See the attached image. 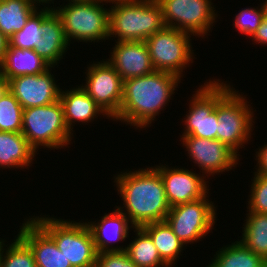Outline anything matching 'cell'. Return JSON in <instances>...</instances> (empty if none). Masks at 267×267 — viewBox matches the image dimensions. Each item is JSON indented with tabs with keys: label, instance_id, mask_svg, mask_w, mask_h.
<instances>
[{
	"label": "cell",
	"instance_id": "4",
	"mask_svg": "<svg viewBox=\"0 0 267 267\" xmlns=\"http://www.w3.org/2000/svg\"><path fill=\"white\" fill-rule=\"evenodd\" d=\"M32 219L54 240L71 267L96 266L98 253L86 223L39 216Z\"/></svg>",
	"mask_w": 267,
	"mask_h": 267
},
{
	"label": "cell",
	"instance_id": "18",
	"mask_svg": "<svg viewBox=\"0 0 267 267\" xmlns=\"http://www.w3.org/2000/svg\"><path fill=\"white\" fill-rule=\"evenodd\" d=\"M129 218L118 208L110 214H105L101 221L96 223H86L89 227L97 253L125 251L126 247H112V241H122L128 237ZM111 243V246H110Z\"/></svg>",
	"mask_w": 267,
	"mask_h": 267
},
{
	"label": "cell",
	"instance_id": "7",
	"mask_svg": "<svg viewBox=\"0 0 267 267\" xmlns=\"http://www.w3.org/2000/svg\"><path fill=\"white\" fill-rule=\"evenodd\" d=\"M233 88L217 103L218 128L216 139L227 145L236 154L243 143L251 138L253 111L246 97ZM247 141V142H246ZM242 145V146H241Z\"/></svg>",
	"mask_w": 267,
	"mask_h": 267
},
{
	"label": "cell",
	"instance_id": "25",
	"mask_svg": "<svg viewBox=\"0 0 267 267\" xmlns=\"http://www.w3.org/2000/svg\"><path fill=\"white\" fill-rule=\"evenodd\" d=\"M208 267H267V261L240 241L222 247Z\"/></svg>",
	"mask_w": 267,
	"mask_h": 267
},
{
	"label": "cell",
	"instance_id": "24",
	"mask_svg": "<svg viewBox=\"0 0 267 267\" xmlns=\"http://www.w3.org/2000/svg\"><path fill=\"white\" fill-rule=\"evenodd\" d=\"M141 228L151 237L161 259L171 266L185 244L173 233L166 221L148 223Z\"/></svg>",
	"mask_w": 267,
	"mask_h": 267
},
{
	"label": "cell",
	"instance_id": "41",
	"mask_svg": "<svg viewBox=\"0 0 267 267\" xmlns=\"http://www.w3.org/2000/svg\"><path fill=\"white\" fill-rule=\"evenodd\" d=\"M263 4H264V6H265V11H266V13H267V0H266V2L263 3Z\"/></svg>",
	"mask_w": 267,
	"mask_h": 267
},
{
	"label": "cell",
	"instance_id": "33",
	"mask_svg": "<svg viewBox=\"0 0 267 267\" xmlns=\"http://www.w3.org/2000/svg\"><path fill=\"white\" fill-rule=\"evenodd\" d=\"M97 267H137L125 251H110L97 254Z\"/></svg>",
	"mask_w": 267,
	"mask_h": 267
},
{
	"label": "cell",
	"instance_id": "9",
	"mask_svg": "<svg viewBox=\"0 0 267 267\" xmlns=\"http://www.w3.org/2000/svg\"><path fill=\"white\" fill-rule=\"evenodd\" d=\"M220 80L206 82L193 95L182 136L216 139L217 103L232 89Z\"/></svg>",
	"mask_w": 267,
	"mask_h": 267
},
{
	"label": "cell",
	"instance_id": "19",
	"mask_svg": "<svg viewBox=\"0 0 267 267\" xmlns=\"http://www.w3.org/2000/svg\"><path fill=\"white\" fill-rule=\"evenodd\" d=\"M41 30L42 39L34 50L53 67L63 58L69 45L61 19L54 10L42 21Z\"/></svg>",
	"mask_w": 267,
	"mask_h": 267
},
{
	"label": "cell",
	"instance_id": "14",
	"mask_svg": "<svg viewBox=\"0 0 267 267\" xmlns=\"http://www.w3.org/2000/svg\"><path fill=\"white\" fill-rule=\"evenodd\" d=\"M50 70L41 74L23 75L9 79V91L23 109L46 106L59 100L60 88Z\"/></svg>",
	"mask_w": 267,
	"mask_h": 267
},
{
	"label": "cell",
	"instance_id": "20",
	"mask_svg": "<svg viewBox=\"0 0 267 267\" xmlns=\"http://www.w3.org/2000/svg\"><path fill=\"white\" fill-rule=\"evenodd\" d=\"M51 67L35 50L7 47L0 64V73L9 80L23 75L41 74Z\"/></svg>",
	"mask_w": 267,
	"mask_h": 267
},
{
	"label": "cell",
	"instance_id": "2",
	"mask_svg": "<svg viewBox=\"0 0 267 267\" xmlns=\"http://www.w3.org/2000/svg\"><path fill=\"white\" fill-rule=\"evenodd\" d=\"M178 75L153 71L123 81V98L119 114L114 118L144 128L166 106L180 81Z\"/></svg>",
	"mask_w": 267,
	"mask_h": 267
},
{
	"label": "cell",
	"instance_id": "23",
	"mask_svg": "<svg viewBox=\"0 0 267 267\" xmlns=\"http://www.w3.org/2000/svg\"><path fill=\"white\" fill-rule=\"evenodd\" d=\"M31 0H0V31L9 40L38 9Z\"/></svg>",
	"mask_w": 267,
	"mask_h": 267
},
{
	"label": "cell",
	"instance_id": "32",
	"mask_svg": "<svg viewBox=\"0 0 267 267\" xmlns=\"http://www.w3.org/2000/svg\"><path fill=\"white\" fill-rule=\"evenodd\" d=\"M251 188L248 211L267 213V176L255 173Z\"/></svg>",
	"mask_w": 267,
	"mask_h": 267
},
{
	"label": "cell",
	"instance_id": "1",
	"mask_svg": "<svg viewBox=\"0 0 267 267\" xmlns=\"http://www.w3.org/2000/svg\"><path fill=\"white\" fill-rule=\"evenodd\" d=\"M115 181L127 212L117 208L129 218L133 228L165 221L171 207L156 168L125 172L116 176Z\"/></svg>",
	"mask_w": 267,
	"mask_h": 267
},
{
	"label": "cell",
	"instance_id": "27",
	"mask_svg": "<svg viewBox=\"0 0 267 267\" xmlns=\"http://www.w3.org/2000/svg\"><path fill=\"white\" fill-rule=\"evenodd\" d=\"M240 242L267 261V213L247 214Z\"/></svg>",
	"mask_w": 267,
	"mask_h": 267
},
{
	"label": "cell",
	"instance_id": "28",
	"mask_svg": "<svg viewBox=\"0 0 267 267\" xmlns=\"http://www.w3.org/2000/svg\"><path fill=\"white\" fill-rule=\"evenodd\" d=\"M36 9L26 21L21 31L16 32L8 41V47L34 50L42 39V21L53 11L51 7H45L41 11Z\"/></svg>",
	"mask_w": 267,
	"mask_h": 267
},
{
	"label": "cell",
	"instance_id": "39",
	"mask_svg": "<svg viewBox=\"0 0 267 267\" xmlns=\"http://www.w3.org/2000/svg\"><path fill=\"white\" fill-rule=\"evenodd\" d=\"M33 3L37 4V3H49V1L52 2V0H31ZM54 1V0H53ZM37 2V3H36Z\"/></svg>",
	"mask_w": 267,
	"mask_h": 267
},
{
	"label": "cell",
	"instance_id": "21",
	"mask_svg": "<svg viewBox=\"0 0 267 267\" xmlns=\"http://www.w3.org/2000/svg\"><path fill=\"white\" fill-rule=\"evenodd\" d=\"M59 101L63 107L66 127L72 133V123L91 122L96 115L104 113L96 102L82 88H73L70 91L60 92Z\"/></svg>",
	"mask_w": 267,
	"mask_h": 267
},
{
	"label": "cell",
	"instance_id": "26",
	"mask_svg": "<svg viewBox=\"0 0 267 267\" xmlns=\"http://www.w3.org/2000/svg\"><path fill=\"white\" fill-rule=\"evenodd\" d=\"M137 238L127 245L125 252L137 267H169L158 254L151 237L141 228L135 227Z\"/></svg>",
	"mask_w": 267,
	"mask_h": 267
},
{
	"label": "cell",
	"instance_id": "17",
	"mask_svg": "<svg viewBox=\"0 0 267 267\" xmlns=\"http://www.w3.org/2000/svg\"><path fill=\"white\" fill-rule=\"evenodd\" d=\"M29 219L22 224L18 235L30 246L36 267H71L54 240L32 218Z\"/></svg>",
	"mask_w": 267,
	"mask_h": 267
},
{
	"label": "cell",
	"instance_id": "30",
	"mask_svg": "<svg viewBox=\"0 0 267 267\" xmlns=\"http://www.w3.org/2000/svg\"><path fill=\"white\" fill-rule=\"evenodd\" d=\"M8 247L3 248L1 267H36L30 246L19 235Z\"/></svg>",
	"mask_w": 267,
	"mask_h": 267
},
{
	"label": "cell",
	"instance_id": "13",
	"mask_svg": "<svg viewBox=\"0 0 267 267\" xmlns=\"http://www.w3.org/2000/svg\"><path fill=\"white\" fill-rule=\"evenodd\" d=\"M183 145L186 146L191 159L198 164L204 174H217L232 170L238 164V156L232 149L221 141L215 139L199 138L195 136H182Z\"/></svg>",
	"mask_w": 267,
	"mask_h": 267
},
{
	"label": "cell",
	"instance_id": "38",
	"mask_svg": "<svg viewBox=\"0 0 267 267\" xmlns=\"http://www.w3.org/2000/svg\"><path fill=\"white\" fill-rule=\"evenodd\" d=\"M3 242H5V241L0 240V267H1V261H2V250H3V247L5 246V244Z\"/></svg>",
	"mask_w": 267,
	"mask_h": 267
},
{
	"label": "cell",
	"instance_id": "40",
	"mask_svg": "<svg viewBox=\"0 0 267 267\" xmlns=\"http://www.w3.org/2000/svg\"><path fill=\"white\" fill-rule=\"evenodd\" d=\"M79 1H94V0H69V2H79Z\"/></svg>",
	"mask_w": 267,
	"mask_h": 267
},
{
	"label": "cell",
	"instance_id": "34",
	"mask_svg": "<svg viewBox=\"0 0 267 267\" xmlns=\"http://www.w3.org/2000/svg\"><path fill=\"white\" fill-rule=\"evenodd\" d=\"M257 154L258 169L255 173L267 176V144L260 148Z\"/></svg>",
	"mask_w": 267,
	"mask_h": 267
},
{
	"label": "cell",
	"instance_id": "10",
	"mask_svg": "<svg viewBox=\"0 0 267 267\" xmlns=\"http://www.w3.org/2000/svg\"><path fill=\"white\" fill-rule=\"evenodd\" d=\"M206 197L173 206L166 215L165 221L184 244L202 239L214 226L216 208Z\"/></svg>",
	"mask_w": 267,
	"mask_h": 267
},
{
	"label": "cell",
	"instance_id": "6",
	"mask_svg": "<svg viewBox=\"0 0 267 267\" xmlns=\"http://www.w3.org/2000/svg\"><path fill=\"white\" fill-rule=\"evenodd\" d=\"M21 133L35 151L43 145L50 149L62 148L70 144L72 138L59 100L46 106L23 109Z\"/></svg>",
	"mask_w": 267,
	"mask_h": 267
},
{
	"label": "cell",
	"instance_id": "35",
	"mask_svg": "<svg viewBox=\"0 0 267 267\" xmlns=\"http://www.w3.org/2000/svg\"><path fill=\"white\" fill-rule=\"evenodd\" d=\"M251 38L260 44H267V13L261 22V25Z\"/></svg>",
	"mask_w": 267,
	"mask_h": 267
},
{
	"label": "cell",
	"instance_id": "31",
	"mask_svg": "<svg viewBox=\"0 0 267 267\" xmlns=\"http://www.w3.org/2000/svg\"><path fill=\"white\" fill-rule=\"evenodd\" d=\"M266 15L264 4L258 10L256 8H245L235 16V27L239 32L246 34L247 36H253L257 31L258 27L261 25L264 17Z\"/></svg>",
	"mask_w": 267,
	"mask_h": 267
},
{
	"label": "cell",
	"instance_id": "36",
	"mask_svg": "<svg viewBox=\"0 0 267 267\" xmlns=\"http://www.w3.org/2000/svg\"><path fill=\"white\" fill-rule=\"evenodd\" d=\"M8 44H9L8 39L0 31V64L2 63L3 58L5 56Z\"/></svg>",
	"mask_w": 267,
	"mask_h": 267
},
{
	"label": "cell",
	"instance_id": "3",
	"mask_svg": "<svg viewBox=\"0 0 267 267\" xmlns=\"http://www.w3.org/2000/svg\"><path fill=\"white\" fill-rule=\"evenodd\" d=\"M110 2L115 4L109 9V37L118 36V41H145L165 26L157 0Z\"/></svg>",
	"mask_w": 267,
	"mask_h": 267
},
{
	"label": "cell",
	"instance_id": "15",
	"mask_svg": "<svg viewBox=\"0 0 267 267\" xmlns=\"http://www.w3.org/2000/svg\"><path fill=\"white\" fill-rule=\"evenodd\" d=\"M156 169L163 180L170 207L198 200L209 193L204 176L186 169H169L164 165H157Z\"/></svg>",
	"mask_w": 267,
	"mask_h": 267
},
{
	"label": "cell",
	"instance_id": "29",
	"mask_svg": "<svg viewBox=\"0 0 267 267\" xmlns=\"http://www.w3.org/2000/svg\"><path fill=\"white\" fill-rule=\"evenodd\" d=\"M23 108L9 91L0 99V131H22Z\"/></svg>",
	"mask_w": 267,
	"mask_h": 267
},
{
	"label": "cell",
	"instance_id": "16",
	"mask_svg": "<svg viewBox=\"0 0 267 267\" xmlns=\"http://www.w3.org/2000/svg\"><path fill=\"white\" fill-rule=\"evenodd\" d=\"M116 43L108 62L123 81L155 71L145 41H117Z\"/></svg>",
	"mask_w": 267,
	"mask_h": 267
},
{
	"label": "cell",
	"instance_id": "5",
	"mask_svg": "<svg viewBox=\"0 0 267 267\" xmlns=\"http://www.w3.org/2000/svg\"><path fill=\"white\" fill-rule=\"evenodd\" d=\"M110 0L79 1L67 3L53 10L60 17L65 36L83 42L109 39V9L100 3Z\"/></svg>",
	"mask_w": 267,
	"mask_h": 267
},
{
	"label": "cell",
	"instance_id": "22",
	"mask_svg": "<svg viewBox=\"0 0 267 267\" xmlns=\"http://www.w3.org/2000/svg\"><path fill=\"white\" fill-rule=\"evenodd\" d=\"M36 151L21 132L0 131V168L29 166Z\"/></svg>",
	"mask_w": 267,
	"mask_h": 267
},
{
	"label": "cell",
	"instance_id": "37",
	"mask_svg": "<svg viewBox=\"0 0 267 267\" xmlns=\"http://www.w3.org/2000/svg\"><path fill=\"white\" fill-rule=\"evenodd\" d=\"M9 92V81L0 73V99Z\"/></svg>",
	"mask_w": 267,
	"mask_h": 267
},
{
	"label": "cell",
	"instance_id": "12",
	"mask_svg": "<svg viewBox=\"0 0 267 267\" xmlns=\"http://www.w3.org/2000/svg\"><path fill=\"white\" fill-rule=\"evenodd\" d=\"M86 85L81 87L104 112L115 118L119 114L123 98V80L108 61L91 64L86 72Z\"/></svg>",
	"mask_w": 267,
	"mask_h": 267
},
{
	"label": "cell",
	"instance_id": "8",
	"mask_svg": "<svg viewBox=\"0 0 267 267\" xmlns=\"http://www.w3.org/2000/svg\"><path fill=\"white\" fill-rule=\"evenodd\" d=\"M190 34L164 26L145 40L152 64L157 71L181 77L183 69L193 59Z\"/></svg>",
	"mask_w": 267,
	"mask_h": 267
},
{
	"label": "cell",
	"instance_id": "11",
	"mask_svg": "<svg viewBox=\"0 0 267 267\" xmlns=\"http://www.w3.org/2000/svg\"><path fill=\"white\" fill-rule=\"evenodd\" d=\"M157 1L162 7L165 26L173 27L190 35L204 36L215 22V8L211 6L210 0Z\"/></svg>",
	"mask_w": 267,
	"mask_h": 267
}]
</instances>
